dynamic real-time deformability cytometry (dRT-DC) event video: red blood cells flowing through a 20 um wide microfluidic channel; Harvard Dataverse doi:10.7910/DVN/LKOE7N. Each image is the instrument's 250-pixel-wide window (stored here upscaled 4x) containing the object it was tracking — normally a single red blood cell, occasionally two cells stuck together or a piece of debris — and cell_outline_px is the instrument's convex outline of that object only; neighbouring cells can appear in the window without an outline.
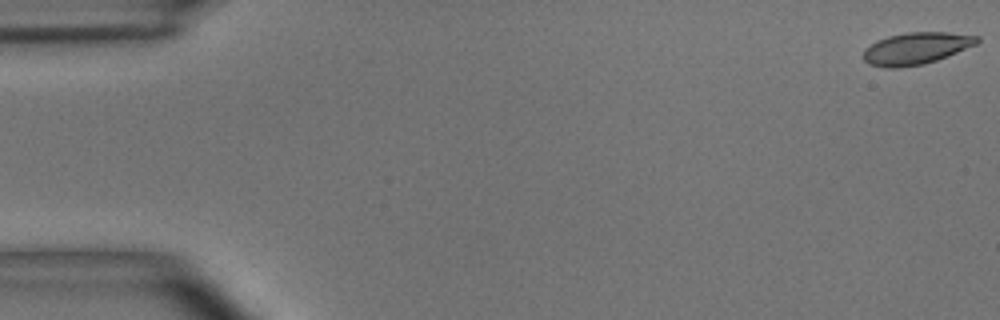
{"species": "common noctule bat (a hibernating species)", "species_latin": "Nyctalus noctula", "temperature_condition": "room temperature", "stored_images_in_passage": 23, "camera_frame_rate_fps": 3000, "um_per_image_px": 0.085, "animal": {"sex": "male", "body_mass_g": 15.6}, "frame": {"image": 1, "passage_image": 1, "time_ms": 0.0, "image_size_px": [1000, 320], "cell_outline_px": [[980, 40], [976, 44], [948, 56], [924, 64], [900, 68], [884, 68], [868, 64], [864, 60], [864, 48], [876, 40], [888, 36], [908, 32], [948, 32], [980, 36]], "centroid_in_image_um": [77.85, 4.11], "position_along_channel_um": 7.2, "area_um2": 21.33}}
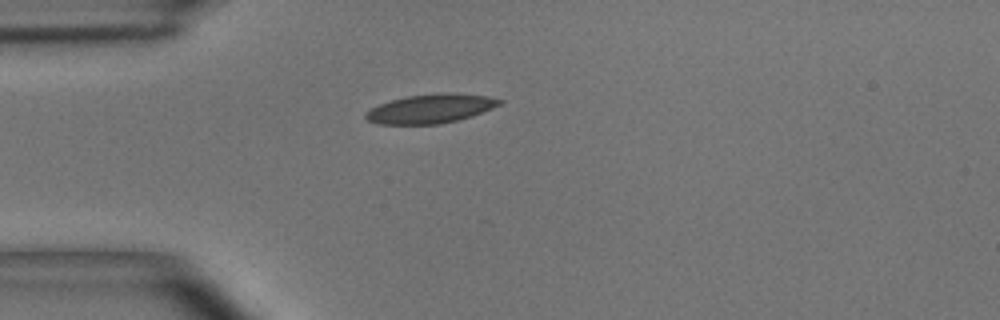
{"frame": {"image": 2, "passage_image": 15, "time_ms": 4.667, "image_size_px": [1000, 320], "cell_outline_px": [[504, 100], [500, 104], [492, 108], [472, 116], [440, 124], [380, 124], [368, 120], [364, 116], [364, 112], [380, 104], [392, 100], [408, 96], [440, 92], [488, 96]], "centroid_in_image_um": [36.6, 9.23], "position_along_channel_um": 48.4, "area_um2": 22.43}}
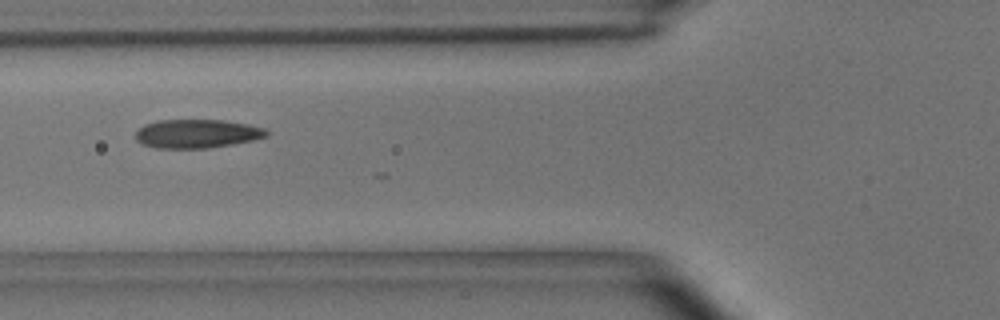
{"frame": {"image": 3, "passage_image": 21, "time_ms": 6.667, "image_size_px": [1000, 320], "cell_outline_px": [[268, 136], [252, 140], [232, 144], [208, 148], [156, 148], [140, 144], [136, 140], [136, 132], [144, 124], [156, 120], [224, 120], [248, 124], [264, 128], [268, 132]], "centroid_in_image_um": [16.71, 11.36], "position_along_channel_um": 109.1, "area_um2": 21.96}}